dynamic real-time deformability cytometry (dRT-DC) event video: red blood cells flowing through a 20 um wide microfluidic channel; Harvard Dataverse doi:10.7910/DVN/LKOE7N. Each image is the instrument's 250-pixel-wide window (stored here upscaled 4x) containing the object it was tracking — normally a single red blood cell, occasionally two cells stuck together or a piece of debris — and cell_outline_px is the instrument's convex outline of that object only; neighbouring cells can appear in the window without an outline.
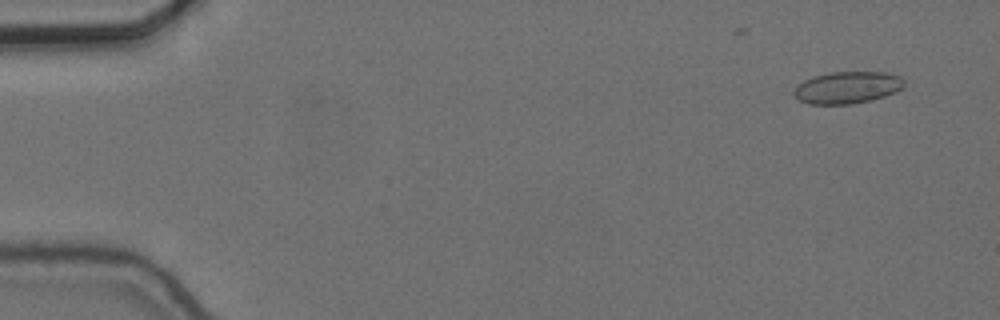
{"species": "common noctule bat (a hibernating species)", "species_latin": "Nyctalus noctula", "temperature_condition": "cold", "stored_images_in_passage": 49, "camera_frame_rate_fps": 3000, "um_per_image_px": 0.085, "animal": {"sex": "female", "body_mass_g": 24.6, "forearm_length_mm": 56.2}, "frame": {"image": 1, "passage_image": 4, "time_ms": 1.0, "image_size_px": [1000, 320], "cell_outline_px": [[904, 84], [900, 88], [884, 96], [872, 100], [852, 104], [808, 104], [800, 100], [792, 92], [804, 80], [812, 76], [828, 72], [888, 72], [900, 76], [904, 80]], "centroid_in_image_um": [72.01, 7.43], "position_along_channel_um": 13.0, "area_um2": 20.46}}
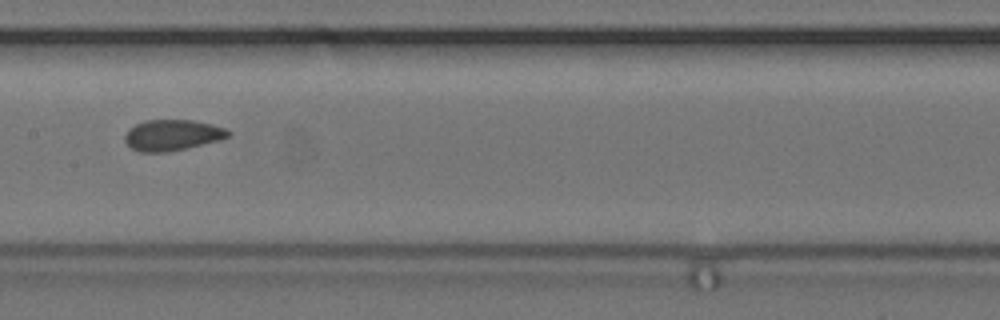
{"frame": {"image": 2, "passage_image": 29, "time_ms": 9.333, "image_size_px": [1000, 320], "cell_outline_px": [[232, 132], [228, 136], [220, 140], [168, 152], [140, 152], [132, 148], [124, 140], [124, 136], [128, 128], [144, 120], [192, 120], [212, 124], [224, 128]], "centroid_in_image_um": [14.62, 11.48], "position_along_channel_um": 192.8, "area_um2": 18.61}}
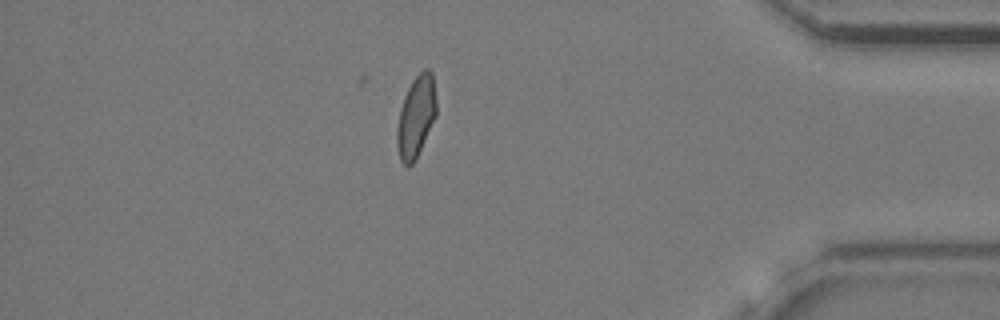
{"frame": {"image": 3, "passage_image": 49, "time_ms": 16.0, "image_size_px": [1000, 320], "cell_outline_px": [[436, 116], [416, 160], [408, 168], [400, 160], [396, 144], [396, 132], [400, 108], [404, 96], [412, 80], [424, 68], [428, 68], [432, 72], [436, 100]], "centroid_in_image_um": [35.35, 9.94], "position_along_channel_um": 399.8, "area_um2": 18.9}, "authors_computed_cell_mechanics": {"area_um2": 19.074, "velocity_mm_per_s": 3.6566, "shape_relaxation_time_tau1_ms": null, "shape_relaxation_time_tau2_ms": 1.9791, "deformation_change_tau1": null, "deformation_change_tau2": 0.0529}}